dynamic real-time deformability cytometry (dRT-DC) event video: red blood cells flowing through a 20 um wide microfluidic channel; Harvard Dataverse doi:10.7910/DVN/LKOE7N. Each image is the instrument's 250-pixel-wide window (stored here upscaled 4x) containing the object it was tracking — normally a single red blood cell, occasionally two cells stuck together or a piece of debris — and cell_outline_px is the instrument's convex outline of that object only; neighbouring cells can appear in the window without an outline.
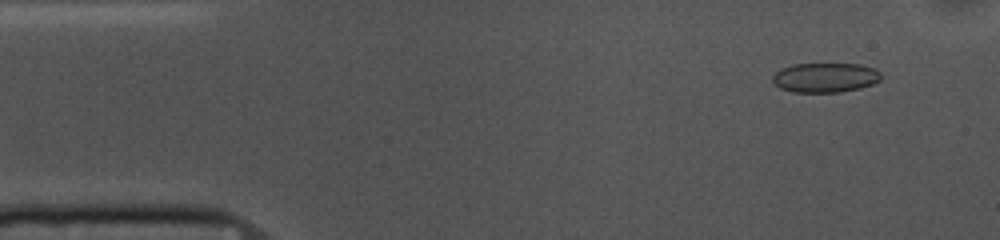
{"species": "common noctule bat (a hibernating species)", "species_latin": "Nyctalus noctula", "temperature_condition": "cold", "stored_images_in_passage": 53, "camera_frame_rate_fps": 3000, "um_per_image_px": 0.085, "animal": {"sex": "female", "body_mass_g": 10.0, "forearm_length_mm": 53.1}, "frame": {"image": 1, "passage_image": 4, "time_ms": 1.0, "image_size_px": [1000, 240], "cell_outline_px": [[880, 80], [872, 84], [860, 88], [840, 92], [792, 92], [780, 88], [772, 80], [772, 76], [780, 68], [792, 64], [860, 64], [876, 68], [880, 72]], "centroid_in_image_um": [70.14, 6.59], "position_along_channel_um": 14.9, "area_um2": 18.79}}
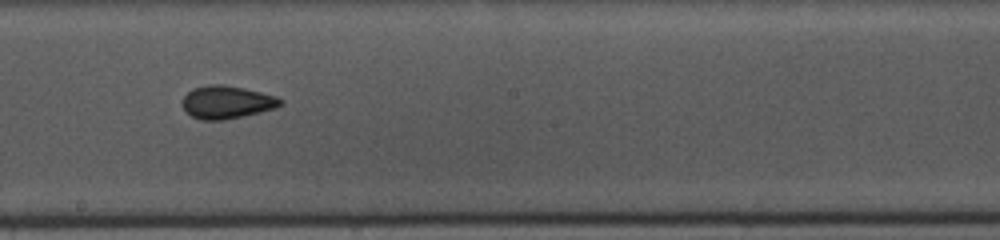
{"frame": {"image": 2, "passage_image": 28, "time_ms": 9.0, "image_size_px": [1000, 240], "cell_outline_px": [[284, 104], [276, 108], [244, 116], [224, 120], [200, 120], [192, 116], [180, 104], [184, 96], [192, 88], [208, 84], [224, 84], [244, 88], [276, 96], [284, 100]], "centroid_in_image_um": [19.28, 8.68], "position_along_channel_um": 228.9, "area_um2": 19.02}}
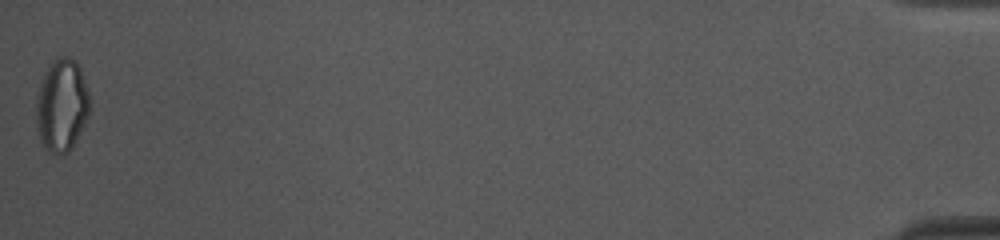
{"frame": {"image": 3, "passage_image": 53, "time_ms": 17.333, "image_size_px": [1000, 240], "cell_outline_px": [[88, 116], [72, 148], [68, 152], [52, 152], [44, 148], [40, 140], [36, 124], [36, 96], [40, 84], [52, 60], [56, 56], [68, 56], [76, 60], [80, 68], [88, 92]], "centroid_in_image_um": [5.23, 8.92], "position_along_channel_um": 430.0, "area_um2": 28.61}, "authors_computed_cell_mechanics": {"area_um2": 19.0162, "velocity_mm_per_s": 3.6576, "shape_relaxation_time_tau1_ms": 7.1808, "shape_relaxation_time_tau2_ms": 1.9856, "deformation_change_tau1": 0.1132, "deformation_change_tau2": 0.0669}}